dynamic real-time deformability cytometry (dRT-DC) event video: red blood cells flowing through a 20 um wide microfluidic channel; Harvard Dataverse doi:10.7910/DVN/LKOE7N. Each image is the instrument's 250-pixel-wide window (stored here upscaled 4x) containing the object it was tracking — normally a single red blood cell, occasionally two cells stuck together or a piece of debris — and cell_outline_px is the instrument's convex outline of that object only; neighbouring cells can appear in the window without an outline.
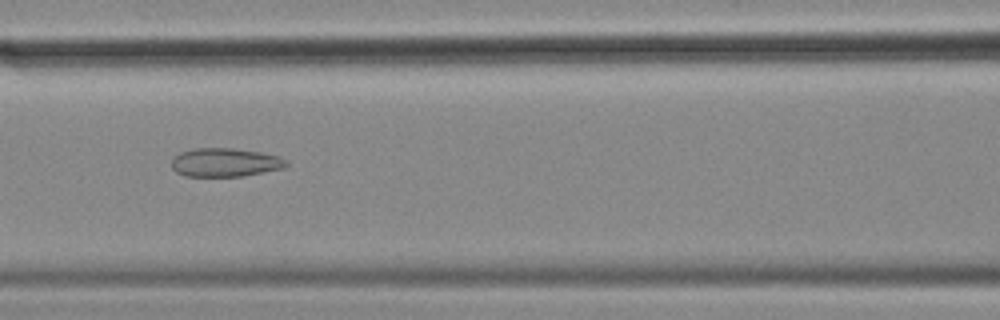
{"species": "common noctule bat (a hibernating species)", "species_latin": "Nyctalus noctula", "temperature_condition": "cold", "stored_images_in_passage": 46, "camera_frame_rate_fps": 3000, "um_per_image_px": 0.085, "animal": {"sex": "female", "body_mass_g": 18.4}, "frame": {"image": 1, "passage_image": 14, "time_ms": 4.333, "image_size_px": [1000, 320], "cell_outline_px": [[288, 164], [284, 168], [244, 176], [184, 176], [176, 172], [172, 168], [172, 156], [180, 152], [192, 148], [232, 148], [260, 152], [280, 156], [288, 160]], "centroid_in_image_um": [19.13, 13.8], "position_along_channel_um": 147.5, "area_um2": 19.36}}
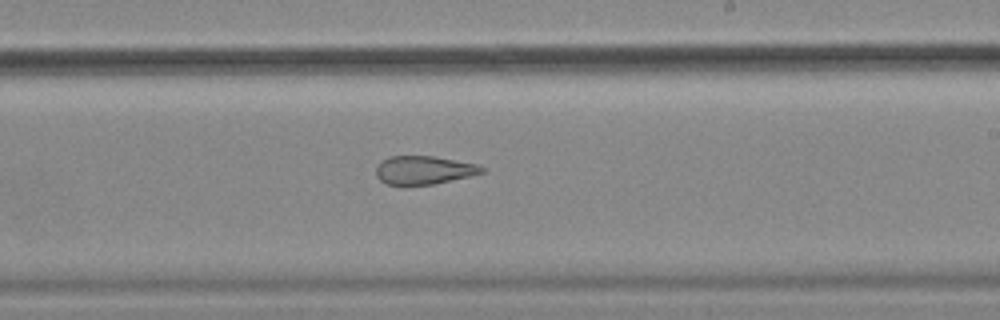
{"frame": {"image": 2, "passage_image": 23, "time_ms": 7.333, "image_size_px": [1000, 320], "cell_outline_px": [[484, 172], [468, 176], [432, 184], [384, 184], [376, 176], [376, 168], [388, 156], [436, 156], [476, 164], [484, 168]], "centroid_in_image_um": [36.01, 14.44], "position_along_channel_um": 253.0, "area_um2": 17.17}}
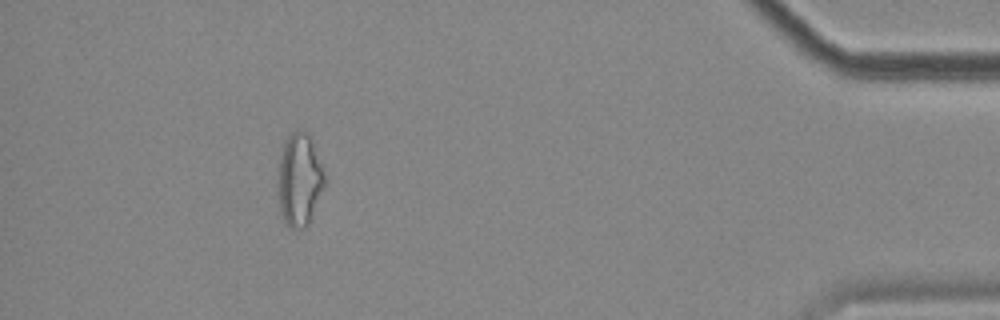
{"frame": {"image": 3, "passage_image": 41, "time_ms": 13.333, "image_size_px": [1000, 320], "cell_outline_px": [[324, 188], [308, 224], [304, 228], [292, 228], [284, 220], [280, 212], [276, 196], [276, 184], [280, 156], [284, 144], [288, 136], [292, 132], [308, 132], [324, 172]], "centroid_in_image_um": [25.41, 15.31], "position_along_channel_um": 409.8, "area_um2": 25.2}, "authors_computed_cell_mechanics": {"area_um2": 21.2415, "velocity_mm_per_s": 3.5379, "shape_relaxation_time_tau1_ms": null, "shape_relaxation_time_tau2_ms": 2.8728, "deformation_change_tau1": null, "deformation_change_tau2": 0.1228}}